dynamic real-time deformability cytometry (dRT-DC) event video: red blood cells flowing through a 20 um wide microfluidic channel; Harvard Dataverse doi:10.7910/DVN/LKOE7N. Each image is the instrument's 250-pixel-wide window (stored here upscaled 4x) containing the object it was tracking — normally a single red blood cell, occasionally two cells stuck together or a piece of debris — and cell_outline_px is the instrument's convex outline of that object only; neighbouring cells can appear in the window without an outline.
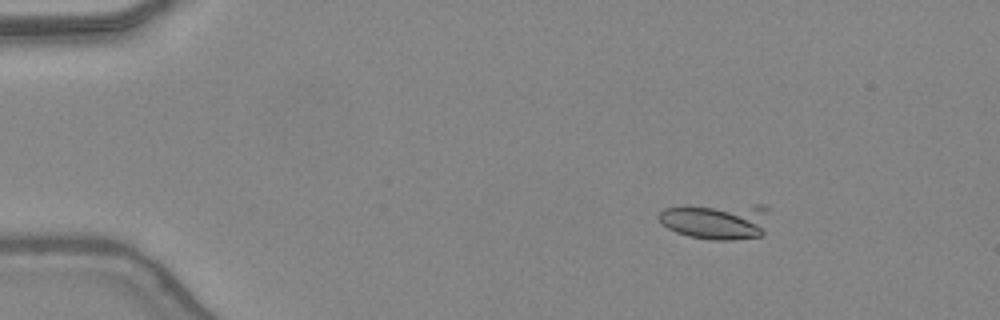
{"species": "common noctule bat (a hibernating species)", "species_latin": "Nyctalus noctula", "temperature_condition": "warm", "stored_images_in_passage": 9, "camera_frame_rate_fps": 3000, "um_per_image_px": 0.085, "animal": {"sex": "female", "body_mass_g": 24.6, "forearm_length_mm": 56.2}, "frame": {"image": 1, "passage_image": 1, "time_ms": 0.0, "image_size_px": [1000, 320], "cell_outline_px": [[768, 208], [764, 232], [760, 236], [732, 240], [712, 240], [688, 236], [676, 232], [660, 224], [656, 216], [664, 208], [752, 204], [760, 204]], "centroid_in_image_um": [60.89, 18.8], "position_along_channel_um": 24.1, "area_um2": 23.29}}